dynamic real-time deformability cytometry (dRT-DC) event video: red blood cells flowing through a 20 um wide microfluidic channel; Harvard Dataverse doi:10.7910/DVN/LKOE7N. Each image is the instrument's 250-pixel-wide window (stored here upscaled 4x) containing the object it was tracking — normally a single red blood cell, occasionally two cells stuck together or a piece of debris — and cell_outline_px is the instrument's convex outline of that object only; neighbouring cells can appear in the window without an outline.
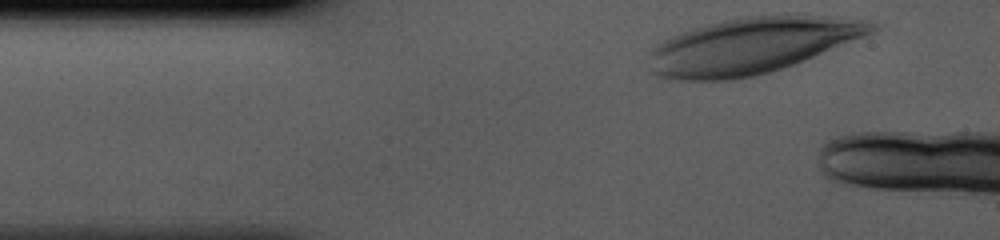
{"species": "human", "species_latin": "Homo sapiens", "temperature_condition": "cold", "stored_images_in_passage": 5, "camera_frame_rate_fps": 3000, "um_per_image_px": 0.085, "donor": {"sex": "male"}, "frame": {"image": 1, "passage_image": 1, "time_ms": 0.0, "image_size_px": [1000, 240], "cell_outline_px": [[876, 28], [872, 32], [792, 64], [768, 72], [752, 76], [732, 80], [676, 80], [656, 76], [652, 72], [652, 52], [664, 40], [680, 32], [692, 28], [724, 20], [748, 16], [812, 16], [864, 20], [876, 24]], "centroid_in_image_um": [63.82, 3.9], "position_along_channel_um": 21.2, "area_um2": 70.52}}